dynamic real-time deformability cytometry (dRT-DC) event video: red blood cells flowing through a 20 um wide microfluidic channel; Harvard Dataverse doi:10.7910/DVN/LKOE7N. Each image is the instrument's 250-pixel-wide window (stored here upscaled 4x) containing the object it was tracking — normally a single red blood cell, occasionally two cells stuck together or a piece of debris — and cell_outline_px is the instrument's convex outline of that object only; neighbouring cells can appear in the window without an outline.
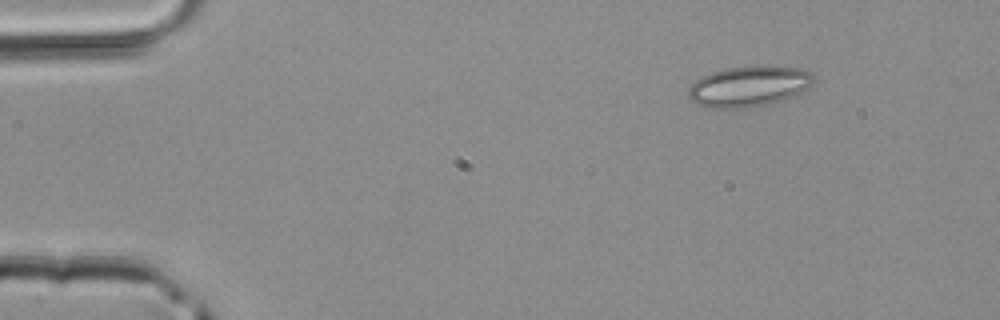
{"species": "common noctule bat (a hibernating species)", "species_latin": "Nyctalus noctula", "temperature_condition": "room temperature", "stored_images_in_passage": 4, "segment_of_instrument_passage": [2, 2], "camera_frame_rate_fps": 3000, "um_per_image_px": 0.085, "animal": {"sex": "male", "body_mass_g": 20.4}, "frame": {"image": 1, "passage_image": 4, "time_ms": 1.0, "image_size_px": [1000, 320], "cell_outline_px": [[816, 80], [800, 96], [768, 104], [748, 108], [704, 108], [696, 104], [688, 96], [688, 88], [700, 76], [712, 72], [728, 68], [756, 64], [768, 64], [804, 68], [812, 72], [816, 76]], "centroid_in_image_um": [63.75, 7.32], "position_along_channel_um": 21.3, "area_um2": 30.98}}